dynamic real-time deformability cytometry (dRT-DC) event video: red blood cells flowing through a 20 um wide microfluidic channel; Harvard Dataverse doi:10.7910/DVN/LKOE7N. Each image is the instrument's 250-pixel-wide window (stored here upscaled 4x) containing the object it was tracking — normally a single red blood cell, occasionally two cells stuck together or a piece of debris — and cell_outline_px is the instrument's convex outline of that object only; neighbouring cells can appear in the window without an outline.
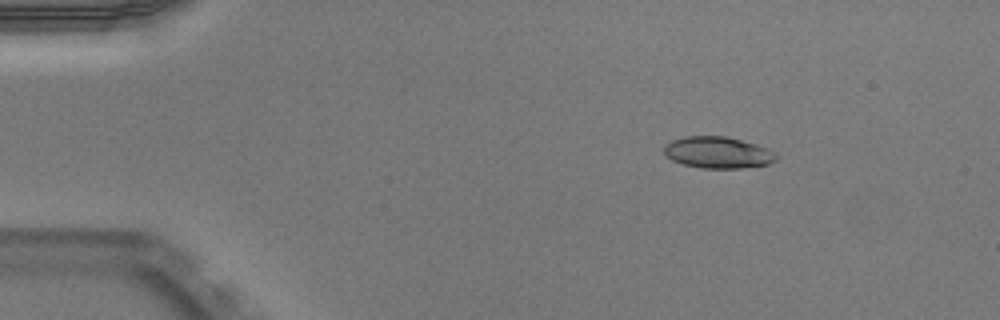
{"species": "Egyptian fruit bat (a non-hibernating species)", "species_latin": "Rousettus aegyptiacus", "temperature_condition": "warm", "stored_images_in_passage": 21, "camera_frame_rate_fps": 3000, "um_per_image_px": 0.085, "animal": {"sex": "male"}, "frame": {"image": 1, "passage_image": 2, "time_ms": 0.333, "image_size_px": [1000, 320], "cell_outline_px": [[776, 160], [768, 164], [740, 168], [700, 168], [684, 164], [672, 160], [664, 156], [664, 144], [672, 140], [684, 136], [724, 136], [756, 144], [772, 152], [776, 156]], "centroid_in_image_um": [60.94, 12.96], "position_along_channel_um": 24.1, "area_um2": 20.46}}
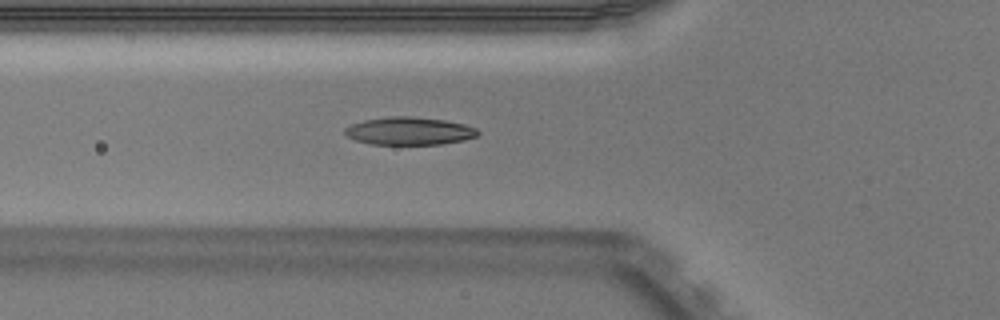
{"frame": {"image": 2, "passage_image": 13, "time_ms": 4.0, "image_size_px": [1000, 320], "cell_outline_px": [[480, 132], [476, 136], [464, 140], [440, 144], [372, 144], [356, 140], [348, 136], [344, 132], [344, 128], [352, 124], [364, 120], [392, 116], [412, 116], [444, 120], [464, 124], [476, 128]], "centroid_in_image_um": [34.8, 11.13], "position_along_channel_um": 91.0, "area_um2": 21.39}}
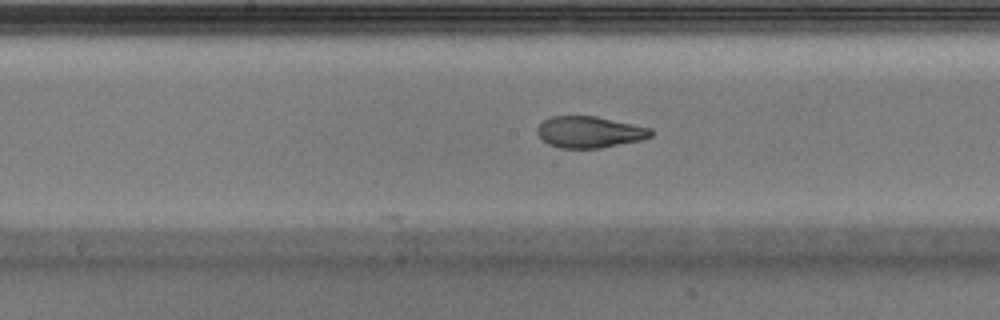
{"frame": {"image": 3, "passage_image": 21, "time_ms": 6.667, "image_size_px": [1000, 320], "cell_outline_px": [[652, 136], [640, 140], [600, 148], [560, 148], [548, 144], [536, 132], [536, 128], [544, 120], [552, 116], [596, 116], [652, 128]], "centroid_in_image_um": [50.1, 11.22], "position_along_channel_um": 198.1, "area_um2": 20.75}}